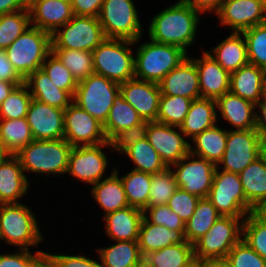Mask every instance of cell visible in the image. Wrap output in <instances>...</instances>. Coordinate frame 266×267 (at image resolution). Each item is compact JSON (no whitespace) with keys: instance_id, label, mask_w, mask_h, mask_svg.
Segmentation results:
<instances>
[{"instance_id":"66","label":"cell","mask_w":266,"mask_h":267,"mask_svg":"<svg viewBox=\"0 0 266 267\" xmlns=\"http://www.w3.org/2000/svg\"><path fill=\"white\" fill-rule=\"evenodd\" d=\"M264 153L266 154V130L263 131Z\"/></svg>"},{"instance_id":"56","label":"cell","mask_w":266,"mask_h":267,"mask_svg":"<svg viewBox=\"0 0 266 267\" xmlns=\"http://www.w3.org/2000/svg\"><path fill=\"white\" fill-rule=\"evenodd\" d=\"M0 80L11 83H24V79L14 69L6 55V51L0 49Z\"/></svg>"},{"instance_id":"32","label":"cell","mask_w":266,"mask_h":267,"mask_svg":"<svg viewBox=\"0 0 266 267\" xmlns=\"http://www.w3.org/2000/svg\"><path fill=\"white\" fill-rule=\"evenodd\" d=\"M241 33L232 32L225 40L212 50L210 54L219 65L230 74L249 63L246 41L241 38Z\"/></svg>"},{"instance_id":"47","label":"cell","mask_w":266,"mask_h":267,"mask_svg":"<svg viewBox=\"0 0 266 267\" xmlns=\"http://www.w3.org/2000/svg\"><path fill=\"white\" fill-rule=\"evenodd\" d=\"M170 168L167 167L159 173L152 174L149 200L146 207L167 204L178 188L174 172Z\"/></svg>"},{"instance_id":"43","label":"cell","mask_w":266,"mask_h":267,"mask_svg":"<svg viewBox=\"0 0 266 267\" xmlns=\"http://www.w3.org/2000/svg\"><path fill=\"white\" fill-rule=\"evenodd\" d=\"M242 239L266 260V218L259 212H250L244 218Z\"/></svg>"},{"instance_id":"21","label":"cell","mask_w":266,"mask_h":267,"mask_svg":"<svg viewBox=\"0 0 266 267\" xmlns=\"http://www.w3.org/2000/svg\"><path fill=\"white\" fill-rule=\"evenodd\" d=\"M32 27L53 34L74 16L71 3L62 0H31L28 2Z\"/></svg>"},{"instance_id":"36","label":"cell","mask_w":266,"mask_h":267,"mask_svg":"<svg viewBox=\"0 0 266 267\" xmlns=\"http://www.w3.org/2000/svg\"><path fill=\"white\" fill-rule=\"evenodd\" d=\"M33 140L34 137L25 117L0 119V142L11 155H16Z\"/></svg>"},{"instance_id":"11","label":"cell","mask_w":266,"mask_h":267,"mask_svg":"<svg viewBox=\"0 0 266 267\" xmlns=\"http://www.w3.org/2000/svg\"><path fill=\"white\" fill-rule=\"evenodd\" d=\"M263 153L262 130H228L226 150L219 163L224 165L222 171L240 174Z\"/></svg>"},{"instance_id":"29","label":"cell","mask_w":266,"mask_h":267,"mask_svg":"<svg viewBox=\"0 0 266 267\" xmlns=\"http://www.w3.org/2000/svg\"><path fill=\"white\" fill-rule=\"evenodd\" d=\"M239 176L245 199L257 211L266 201V154L250 163Z\"/></svg>"},{"instance_id":"25","label":"cell","mask_w":266,"mask_h":267,"mask_svg":"<svg viewBox=\"0 0 266 267\" xmlns=\"http://www.w3.org/2000/svg\"><path fill=\"white\" fill-rule=\"evenodd\" d=\"M28 187L19 158L11 155L0 164V204L20 203L17 200L25 195Z\"/></svg>"},{"instance_id":"26","label":"cell","mask_w":266,"mask_h":267,"mask_svg":"<svg viewBox=\"0 0 266 267\" xmlns=\"http://www.w3.org/2000/svg\"><path fill=\"white\" fill-rule=\"evenodd\" d=\"M106 235L115 241H137L143 210L128 206L104 215Z\"/></svg>"},{"instance_id":"9","label":"cell","mask_w":266,"mask_h":267,"mask_svg":"<svg viewBox=\"0 0 266 267\" xmlns=\"http://www.w3.org/2000/svg\"><path fill=\"white\" fill-rule=\"evenodd\" d=\"M137 13L132 0H104L98 19L105 38L138 42L142 25Z\"/></svg>"},{"instance_id":"42","label":"cell","mask_w":266,"mask_h":267,"mask_svg":"<svg viewBox=\"0 0 266 267\" xmlns=\"http://www.w3.org/2000/svg\"><path fill=\"white\" fill-rule=\"evenodd\" d=\"M192 101V99L182 96L161 94L156 121L172 127H180Z\"/></svg>"},{"instance_id":"6","label":"cell","mask_w":266,"mask_h":267,"mask_svg":"<svg viewBox=\"0 0 266 267\" xmlns=\"http://www.w3.org/2000/svg\"><path fill=\"white\" fill-rule=\"evenodd\" d=\"M22 203L0 204V239L28 250L43 240L37 219Z\"/></svg>"},{"instance_id":"45","label":"cell","mask_w":266,"mask_h":267,"mask_svg":"<svg viewBox=\"0 0 266 267\" xmlns=\"http://www.w3.org/2000/svg\"><path fill=\"white\" fill-rule=\"evenodd\" d=\"M246 41L248 61L266 71V23L241 32Z\"/></svg>"},{"instance_id":"4","label":"cell","mask_w":266,"mask_h":267,"mask_svg":"<svg viewBox=\"0 0 266 267\" xmlns=\"http://www.w3.org/2000/svg\"><path fill=\"white\" fill-rule=\"evenodd\" d=\"M5 51L14 69L25 80L42 67L51 52V34L30 26Z\"/></svg>"},{"instance_id":"13","label":"cell","mask_w":266,"mask_h":267,"mask_svg":"<svg viewBox=\"0 0 266 267\" xmlns=\"http://www.w3.org/2000/svg\"><path fill=\"white\" fill-rule=\"evenodd\" d=\"M64 139L72 147L108 142L103 124L74 102L64 110Z\"/></svg>"},{"instance_id":"35","label":"cell","mask_w":266,"mask_h":267,"mask_svg":"<svg viewBox=\"0 0 266 267\" xmlns=\"http://www.w3.org/2000/svg\"><path fill=\"white\" fill-rule=\"evenodd\" d=\"M220 216L222 215L207 197L200 198L193 215L185 223L186 241L193 244L209 231Z\"/></svg>"},{"instance_id":"20","label":"cell","mask_w":266,"mask_h":267,"mask_svg":"<svg viewBox=\"0 0 266 267\" xmlns=\"http://www.w3.org/2000/svg\"><path fill=\"white\" fill-rule=\"evenodd\" d=\"M163 95L182 96L192 100L201 98L195 62L187 57L159 83Z\"/></svg>"},{"instance_id":"23","label":"cell","mask_w":266,"mask_h":267,"mask_svg":"<svg viewBox=\"0 0 266 267\" xmlns=\"http://www.w3.org/2000/svg\"><path fill=\"white\" fill-rule=\"evenodd\" d=\"M230 92L259 105L266 93V71L248 63L230 75Z\"/></svg>"},{"instance_id":"28","label":"cell","mask_w":266,"mask_h":267,"mask_svg":"<svg viewBox=\"0 0 266 267\" xmlns=\"http://www.w3.org/2000/svg\"><path fill=\"white\" fill-rule=\"evenodd\" d=\"M24 83L31 88L32 98L39 102L62 109L73 102V96L68 91L58 88L42 68L31 73Z\"/></svg>"},{"instance_id":"22","label":"cell","mask_w":266,"mask_h":267,"mask_svg":"<svg viewBox=\"0 0 266 267\" xmlns=\"http://www.w3.org/2000/svg\"><path fill=\"white\" fill-rule=\"evenodd\" d=\"M210 53L205 51L202 58L192 60L198 71L201 98L217 100L229 91L231 74L224 70Z\"/></svg>"},{"instance_id":"55","label":"cell","mask_w":266,"mask_h":267,"mask_svg":"<svg viewBox=\"0 0 266 267\" xmlns=\"http://www.w3.org/2000/svg\"><path fill=\"white\" fill-rule=\"evenodd\" d=\"M104 0H72L73 14L98 18Z\"/></svg>"},{"instance_id":"40","label":"cell","mask_w":266,"mask_h":267,"mask_svg":"<svg viewBox=\"0 0 266 267\" xmlns=\"http://www.w3.org/2000/svg\"><path fill=\"white\" fill-rule=\"evenodd\" d=\"M124 153L136 164L133 170L156 174L167 168L147 138L130 146Z\"/></svg>"},{"instance_id":"5","label":"cell","mask_w":266,"mask_h":267,"mask_svg":"<svg viewBox=\"0 0 266 267\" xmlns=\"http://www.w3.org/2000/svg\"><path fill=\"white\" fill-rule=\"evenodd\" d=\"M136 41L105 38L93 51V66L100 74L119 84L135 78L131 48Z\"/></svg>"},{"instance_id":"62","label":"cell","mask_w":266,"mask_h":267,"mask_svg":"<svg viewBox=\"0 0 266 267\" xmlns=\"http://www.w3.org/2000/svg\"><path fill=\"white\" fill-rule=\"evenodd\" d=\"M11 156V153L4 147L0 142V164L4 162L8 157Z\"/></svg>"},{"instance_id":"33","label":"cell","mask_w":266,"mask_h":267,"mask_svg":"<svg viewBox=\"0 0 266 267\" xmlns=\"http://www.w3.org/2000/svg\"><path fill=\"white\" fill-rule=\"evenodd\" d=\"M227 135L228 130L223 131L215 124L192 139L196 147L193 150L190 145V153L205 158L219 167V162L226 150Z\"/></svg>"},{"instance_id":"7","label":"cell","mask_w":266,"mask_h":267,"mask_svg":"<svg viewBox=\"0 0 266 267\" xmlns=\"http://www.w3.org/2000/svg\"><path fill=\"white\" fill-rule=\"evenodd\" d=\"M244 217L220 216L209 231L193 243L197 260L225 259L242 239Z\"/></svg>"},{"instance_id":"58","label":"cell","mask_w":266,"mask_h":267,"mask_svg":"<svg viewBox=\"0 0 266 267\" xmlns=\"http://www.w3.org/2000/svg\"><path fill=\"white\" fill-rule=\"evenodd\" d=\"M28 8L26 0H0V15L14 13Z\"/></svg>"},{"instance_id":"2","label":"cell","mask_w":266,"mask_h":267,"mask_svg":"<svg viewBox=\"0 0 266 267\" xmlns=\"http://www.w3.org/2000/svg\"><path fill=\"white\" fill-rule=\"evenodd\" d=\"M185 58H187V52L182 48L151 40L137 48L136 58H134L135 78L158 84Z\"/></svg>"},{"instance_id":"30","label":"cell","mask_w":266,"mask_h":267,"mask_svg":"<svg viewBox=\"0 0 266 267\" xmlns=\"http://www.w3.org/2000/svg\"><path fill=\"white\" fill-rule=\"evenodd\" d=\"M216 100L199 98L192 101L183 124L178 130L185 136L194 138L211 128L217 121Z\"/></svg>"},{"instance_id":"24","label":"cell","mask_w":266,"mask_h":267,"mask_svg":"<svg viewBox=\"0 0 266 267\" xmlns=\"http://www.w3.org/2000/svg\"><path fill=\"white\" fill-rule=\"evenodd\" d=\"M224 120L231 123L236 130L260 129L257 125L256 105L228 91L216 100Z\"/></svg>"},{"instance_id":"39","label":"cell","mask_w":266,"mask_h":267,"mask_svg":"<svg viewBox=\"0 0 266 267\" xmlns=\"http://www.w3.org/2000/svg\"><path fill=\"white\" fill-rule=\"evenodd\" d=\"M120 179L129 206L143 210L148 205L152 174L132 170Z\"/></svg>"},{"instance_id":"10","label":"cell","mask_w":266,"mask_h":267,"mask_svg":"<svg viewBox=\"0 0 266 267\" xmlns=\"http://www.w3.org/2000/svg\"><path fill=\"white\" fill-rule=\"evenodd\" d=\"M216 168L208 199L222 216L246 217L256 211L245 199L239 174Z\"/></svg>"},{"instance_id":"63","label":"cell","mask_w":266,"mask_h":267,"mask_svg":"<svg viewBox=\"0 0 266 267\" xmlns=\"http://www.w3.org/2000/svg\"><path fill=\"white\" fill-rule=\"evenodd\" d=\"M135 267H155L146 257H142Z\"/></svg>"},{"instance_id":"60","label":"cell","mask_w":266,"mask_h":267,"mask_svg":"<svg viewBox=\"0 0 266 267\" xmlns=\"http://www.w3.org/2000/svg\"><path fill=\"white\" fill-rule=\"evenodd\" d=\"M23 83H11L0 80V105L9 96L11 91L18 85Z\"/></svg>"},{"instance_id":"14","label":"cell","mask_w":266,"mask_h":267,"mask_svg":"<svg viewBox=\"0 0 266 267\" xmlns=\"http://www.w3.org/2000/svg\"><path fill=\"white\" fill-rule=\"evenodd\" d=\"M173 165L177 168L173 172L178 188L200 198L208 197L217 168L215 164L198 156L195 159V155L189 153Z\"/></svg>"},{"instance_id":"18","label":"cell","mask_w":266,"mask_h":267,"mask_svg":"<svg viewBox=\"0 0 266 267\" xmlns=\"http://www.w3.org/2000/svg\"><path fill=\"white\" fill-rule=\"evenodd\" d=\"M147 139L167 167L178 163L190 153V144L172 126L149 122Z\"/></svg>"},{"instance_id":"57","label":"cell","mask_w":266,"mask_h":267,"mask_svg":"<svg viewBox=\"0 0 266 267\" xmlns=\"http://www.w3.org/2000/svg\"><path fill=\"white\" fill-rule=\"evenodd\" d=\"M188 5H190L194 10L200 13L208 12L212 10L217 13L224 0H184Z\"/></svg>"},{"instance_id":"27","label":"cell","mask_w":266,"mask_h":267,"mask_svg":"<svg viewBox=\"0 0 266 267\" xmlns=\"http://www.w3.org/2000/svg\"><path fill=\"white\" fill-rule=\"evenodd\" d=\"M184 232L185 230H169L164 225L150 223L143 217L137 240L142 257L173 244L185 243Z\"/></svg>"},{"instance_id":"54","label":"cell","mask_w":266,"mask_h":267,"mask_svg":"<svg viewBox=\"0 0 266 267\" xmlns=\"http://www.w3.org/2000/svg\"><path fill=\"white\" fill-rule=\"evenodd\" d=\"M47 267H102L96 260L82 255H61L47 253Z\"/></svg>"},{"instance_id":"34","label":"cell","mask_w":266,"mask_h":267,"mask_svg":"<svg viewBox=\"0 0 266 267\" xmlns=\"http://www.w3.org/2000/svg\"><path fill=\"white\" fill-rule=\"evenodd\" d=\"M143 122L135 108L126 102L120 92L114 98L112 107L109 110L103 129L108 141L120 131L131 128Z\"/></svg>"},{"instance_id":"15","label":"cell","mask_w":266,"mask_h":267,"mask_svg":"<svg viewBox=\"0 0 266 267\" xmlns=\"http://www.w3.org/2000/svg\"><path fill=\"white\" fill-rule=\"evenodd\" d=\"M106 145L111 147L109 141L98 145L73 147L66 173L92 185L98 183L108 166L107 156L102 151Z\"/></svg>"},{"instance_id":"59","label":"cell","mask_w":266,"mask_h":267,"mask_svg":"<svg viewBox=\"0 0 266 267\" xmlns=\"http://www.w3.org/2000/svg\"><path fill=\"white\" fill-rule=\"evenodd\" d=\"M257 108H259L261 113V115H257V125L260 130L264 131L266 130V93L264 94Z\"/></svg>"},{"instance_id":"41","label":"cell","mask_w":266,"mask_h":267,"mask_svg":"<svg viewBox=\"0 0 266 267\" xmlns=\"http://www.w3.org/2000/svg\"><path fill=\"white\" fill-rule=\"evenodd\" d=\"M77 82L95 73L92 52L76 49H51Z\"/></svg>"},{"instance_id":"19","label":"cell","mask_w":266,"mask_h":267,"mask_svg":"<svg viewBox=\"0 0 266 267\" xmlns=\"http://www.w3.org/2000/svg\"><path fill=\"white\" fill-rule=\"evenodd\" d=\"M120 94L135 108L143 121H156L161 98L157 83L133 78L120 84Z\"/></svg>"},{"instance_id":"65","label":"cell","mask_w":266,"mask_h":267,"mask_svg":"<svg viewBox=\"0 0 266 267\" xmlns=\"http://www.w3.org/2000/svg\"><path fill=\"white\" fill-rule=\"evenodd\" d=\"M262 216L266 218V201L265 203L257 210Z\"/></svg>"},{"instance_id":"37","label":"cell","mask_w":266,"mask_h":267,"mask_svg":"<svg viewBox=\"0 0 266 267\" xmlns=\"http://www.w3.org/2000/svg\"><path fill=\"white\" fill-rule=\"evenodd\" d=\"M118 242V243H117ZM110 247L98 248L102 267H135L142 255L137 241H117Z\"/></svg>"},{"instance_id":"38","label":"cell","mask_w":266,"mask_h":267,"mask_svg":"<svg viewBox=\"0 0 266 267\" xmlns=\"http://www.w3.org/2000/svg\"><path fill=\"white\" fill-rule=\"evenodd\" d=\"M155 267H186L195 260L193 244H173L145 256Z\"/></svg>"},{"instance_id":"48","label":"cell","mask_w":266,"mask_h":267,"mask_svg":"<svg viewBox=\"0 0 266 267\" xmlns=\"http://www.w3.org/2000/svg\"><path fill=\"white\" fill-rule=\"evenodd\" d=\"M41 68L58 88L68 91L74 97L78 82L52 51L45 58Z\"/></svg>"},{"instance_id":"44","label":"cell","mask_w":266,"mask_h":267,"mask_svg":"<svg viewBox=\"0 0 266 267\" xmlns=\"http://www.w3.org/2000/svg\"><path fill=\"white\" fill-rule=\"evenodd\" d=\"M30 25V12L28 8L14 13L0 15V49L5 50Z\"/></svg>"},{"instance_id":"3","label":"cell","mask_w":266,"mask_h":267,"mask_svg":"<svg viewBox=\"0 0 266 267\" xmlns=\"http://www.w3.org/2000/svg\"><path fill=\"white\" fill-rule=\"evenodd\" d=\"M72 146L65 139L33 140L16 156L23 171L41 174H65Z\"/></svg>"},{"instance_id":"67","label":"cell","mask_w":266,"mask_h":267,"mask_svg":"<svg viewBox=\"0 0 266 267\" xmlns=\"http://www.w3.org/2000/svg\"><path fill=\"white\" fill-rule=\"evenodd\" d=\"M62 1H66V2H69V3H71V2H72V0H62Z\"/></svg>"},{"instance_id":"17","label":"cell","mask_w":266,"mask_h":267,"mask_svg":"<svg viewBox=\"0 0 266 267\" xmlns=\"http://www.w3.org/2000/svg\"><path fill=\"white\" fill-rule=\"evenodd\" d=\"M64 110L32 99L25 118L34 139H64Z\"/></svg>"},{"instance_id":"12","label":"cell","mask_w":266,"mask_h":267,"mask_svg":"<svg viewBox=\"0 0 266 267\" xmlns=\"http://www.w3.org/2000/svg\"><path fill=\"white\" fill-rule=\"evenodd\" d=\"M63 27L51 34V49H76L92 52L105 35L99 19L74 15Z\"/></svg>"},{"instance_id":"1","label":"cell","mask_w":266,"mask_h":267,"mask_svg":"<svg viewBox=\"0 0 266 267\" xmlns=\"http://www.w3.org/2000/svg\"><path fill=\"white\" fill-rule=\"evenodd\" d=\"M200 12L194 10L184 0L165 8L156 14L149 27V40L175 45L187 52L195 40Z\"/></svg>"},{"instance_id":"51","label":"cell","mask_w":266,"mask_h":267,"mask_svg":"<svg viewBox=\"0 0 266 267\" xmlns=\"http://www.w3.org/2000/svg\"><path fill=\"white\" fill-rule=\"evenodd\" d=\"M20 253L0 254V267H47V253L36 251L32 255L28 250L19 249Z\"/></svg>"},{"instance_id":"16","label":"cell","mask_w":266,"mask_h":267,"mask_svg":"<svg viewBox=\"0 0 266 267\" xmlns=\"http://www.w3.org/2000/svg\"><path fill=\"white\" fill-rule=\"evenodd\" d=\"M221 25L229 26L236 33L266 23V1L224 0L216 13Z\"/></svg>"},{"instance_id":"8","label":"cell","mask_w":266,"mask_h":267,"mask_svg":"<svg viewBox=\"0 0 266 267\" xmlns=\"http://www.w3.org/2000/svg\"><path fill=\"white\" fill-rule=\"evenodd\" d=\"M119 92V83L93 73L78 82L73 102L104 124Z\"/></svg>"},{"instance_id":"52","label":"cell","mask_w":266,"mask_h":267,"mask_svg":"<svg viewBox=\"0 0 266 267\" xmlns=\"http://www.w3.org/2000/svg\"><path fill=\"white\" fill-rule=\"evenodd\" d=\"M200 197L177 188L167 205L186 223L193 215Z\"/></svg>"},{"instance_id":"31","label":"cell","mask_w":266,"mask_h":267,"mask_svg":"<svg viewBox=\"0 0 266 267\" xmlns=\"http://www.w3.org/2000/svg\"><path fill=\"white\" fill-rule=\"evenodd\" d=\"M91 192L93 198L104 209L105 215L129 206L116 168L108 178L93 184Z\"/></svg>"},{"instance_id":"61","label":"cell","mask_w":266,"mask_h":267,"mask_svg":"<svg viewBox=\"0 0 266 267\" xmlns=\"http://www.w3.org/2000/svg\"><path fill=\"white\" fill-rule=\"evenodd\" d=\"M203 267H231L226 259H207L203 260Z\"/></svg>"},{"instance_id":"50","label":"cell","mask_w":266,"mask_h":267,"mask_svg":"<svg viewBox=\"0 0 266 267\" xmlns=\"http://www.w3.org/2000/svg\"><path fill=\"white\" fill-rule=\"evenodd\" d=\"M143 214L150 223L164 225L169 230H185L184 221L167 204L145 207Z\"/></svg>"},{"instance_id":"53","label":"cell","mask_w":266,"mask_h":267,"mask_svg":"<svg viewBox=\"0 0 266 267\" xmlns=\"http://www.w3.org/2000/svg\"><path fill=\"white\" fill-rule=\"evenodd\" d=\"M148 127L149 121H143L138 125L120 131L109 141L112 149L124 154L130 146L147 138Z\"/></svg>"},{"instance_id":"49","label":"cell","mask_w":266,"mask_h":267,"mask_svg":"<svg viewBox=\"0 0 266 267\" xmlns=\"http://www.w3.org/2000/svg\"><path fill=\"white\" fill-rule=\"evenodd\" d=\"M231 267H266V260L241 239L225 258Z\"/></svg>"},{"instance_id":"64","label":"cell","mask_w":266,"mask_h":267,"mask_svg":"<svg viewBox=\"0 0 266 267\" xmlns=\"http://www.w3.org/2000/svg\"><path fill=\"white\" fill-rule=\"evenodd\" d=\"M186 267H203V260H197L195 259L192 261L188 266Z\"/></svg>"},{"instance_id":"46","label":"cell","mask_w":266,"mask_h":267,"mask_svg":"<svg viewBox=\"0 0 266 267\" xmlns=\"http://www.w3.org/2000/svg\"><path fill=\"white\" fill-rule=\"evenodd\" d=\"M28 86H16L0 105V119H19L26 117L32 96Z\"/></svg>"}]
</instances>
